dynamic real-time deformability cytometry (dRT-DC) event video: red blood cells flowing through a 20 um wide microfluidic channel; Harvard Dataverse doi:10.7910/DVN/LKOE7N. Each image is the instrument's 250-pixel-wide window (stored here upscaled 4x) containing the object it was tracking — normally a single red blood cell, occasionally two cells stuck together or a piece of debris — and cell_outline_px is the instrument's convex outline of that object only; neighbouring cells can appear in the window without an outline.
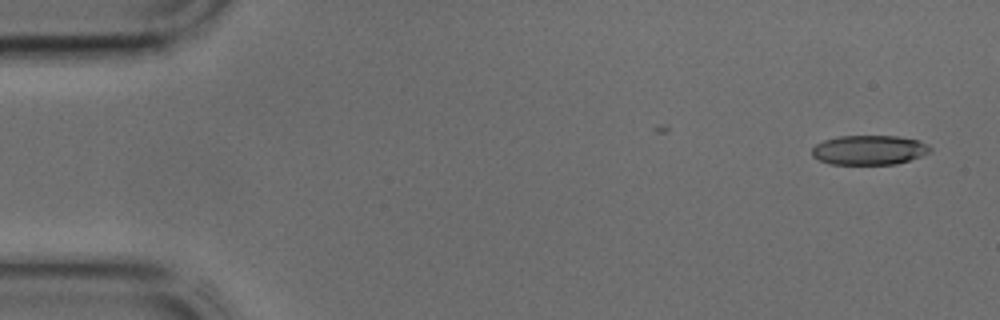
{"species": "common noctule bat (a hibernating species)", "species_latin": "Nyctalus noctula", "temperature_condition": "cold", "stored_images_in_passage": 7, "camera_frame_rate_fps": 3000, "um_per_image_px": 0.085, "animal": {"sex": "male", "body_mass_g": 17.9, "forearm_length_mm": 54.2}, "frame": {"image": 1, "passage_image": 1, "time_ms": 0.0, "image_size_px": [1000, 320], "cell_outline_px": [[932, 152], [896, 164], [828, 164], [812, 156], [812, 148], [816, 144], [824, 140], [840, 136], [896, 136], [920, 140], [928, 144], [932, 148]], "centroid_in_image_um": [73.9, 12.75], "position_along_channel_um": 11.1, "area_um2": 20.4}}